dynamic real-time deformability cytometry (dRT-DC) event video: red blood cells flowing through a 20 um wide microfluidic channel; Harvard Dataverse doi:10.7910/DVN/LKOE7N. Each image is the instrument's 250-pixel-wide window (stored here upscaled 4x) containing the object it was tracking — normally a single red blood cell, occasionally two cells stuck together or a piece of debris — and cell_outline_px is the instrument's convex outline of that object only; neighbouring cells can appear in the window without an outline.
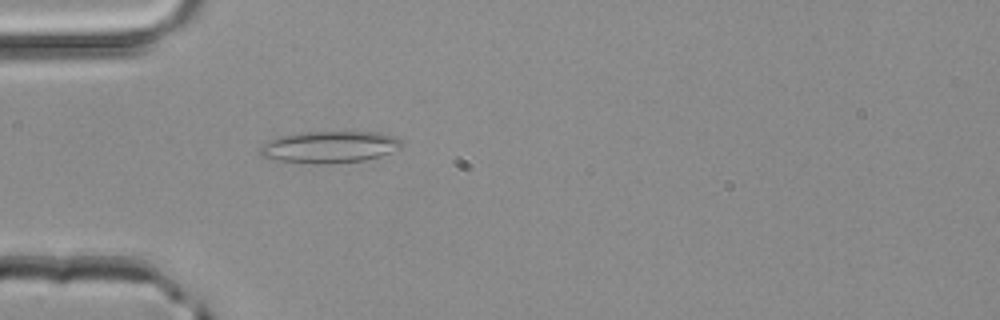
{"species": "common noctule bat (a hibernating species)", "species_latin": "Nyctalus noctula", "temperature_condition": "room temperature", "stored_images_in_passage": 2, "camera_frame_rate_fps": 3000, "um_per_image_px": 0.085, "animal": {"sex": "male", "body_mass_g": 20.4}, "frame": {"image": 1, "passage_image": 2, "time_ms": 0.333, "image_size_px": [1000, 320], "cell_outline_px": [[404, 144], [400, 148], [380, 156], [364, 160], [328, 164], [320, 164], [276, 160], [264, 156], [260, 152], [260, 148], [268, 140], [280, 136], [304, 132], [380, 132], [396, 136]], "centroid_in_image_um": [28.06, 12.49], "position_along_channel_um": 56.9, "area_um2": 26.13}}